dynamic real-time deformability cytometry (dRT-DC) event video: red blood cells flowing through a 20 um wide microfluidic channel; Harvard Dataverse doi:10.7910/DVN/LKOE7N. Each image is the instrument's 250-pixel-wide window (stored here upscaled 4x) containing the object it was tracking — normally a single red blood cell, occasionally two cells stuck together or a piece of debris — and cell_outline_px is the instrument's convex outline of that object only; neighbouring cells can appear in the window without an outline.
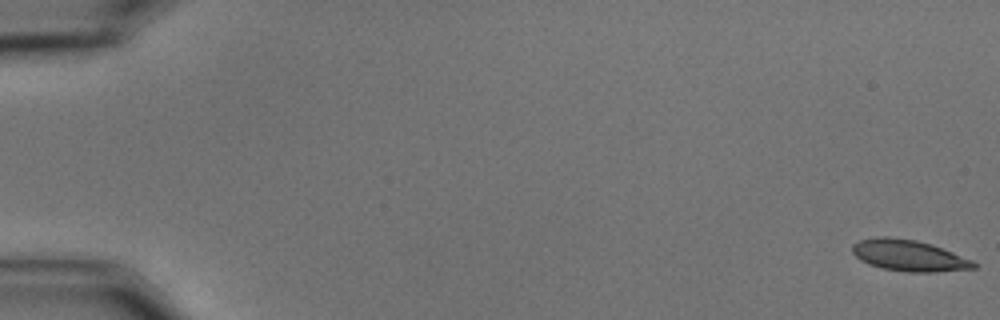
{"species": "common noctule bat (a hibernating species)", "species_latin": "Nyctalus noctula", "temperature_condition": "cold", "stored_images_in_passage": 59, "camera_frame_rate_fps": 3000, "um_per_image_px": 0.085, "animal": {"sex": "male", "body_mass_g": 15.6}, "frame": {"image": 1, "passage_image": 1, "time_ms": 0.0, "image_size_px": [1000, 320], "cell_outline_px": [[976, 268], [936, 272], [908, 272], [884, 268], [868, 264], [860, 260], [852, 252], [852, 244], [860, 240], [876, 236], [888, 236], [916, 240], [932, 244], [972, 260], [976, 264]], "centroid_in_image_um": [77.23, 21.71], "position_along_channel_um": 7.8, "area_um2": 22.08}}
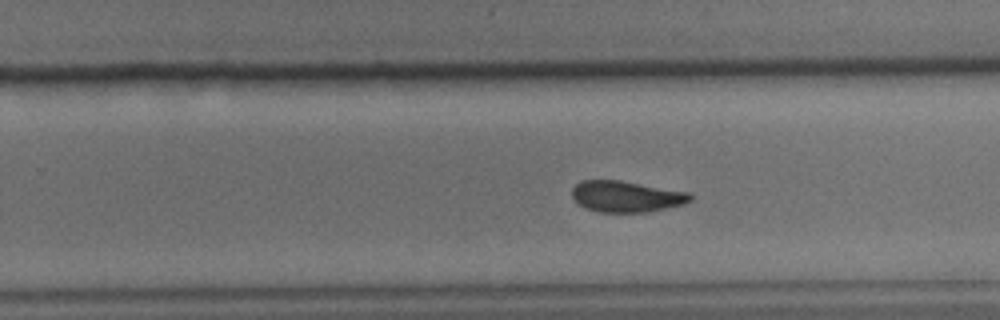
{"frame": {"image": 2, "passage_image": 38, "time_ms": 12.333, "image_size_px": [1000, 320], "cell_outline_px": [[692, 200], [684, 204], [644, 212], [600, 212], [584, 208], [572, 196], [572, 188], [580, 180], [620, 180], [688, 192], [692, 196]], "centroid_in_image_um": [53.21, 16.69], "position_along_channel_um": 276.6, "area_um2": 21.33}}
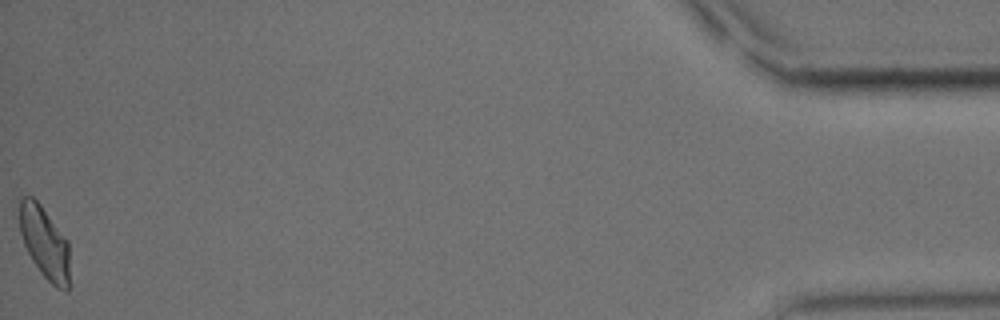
{"frame": {"image": 3, "passage_image": 59, "time_ms": 19.333, "image_size_px": [1000, 320], "cell_outline_px": [[68, 292], [56, 288], [40, 272], [32, 260], [24, 244], [20, 232], [20, 196], [32, 196], [40, 204], [68, 240]], "centroid_in_image_um": [3.78, 20.62], "position_along_channel_um": 431.4, "area_um2": 20.87}, "authors_computed_cell_mechanics": {"area_um2": 22.1374, "velocity_mm_per_s": 3.4746, "shape_relaxation_time_tau1_ms": 6.5848, "shape_relaxation_time_tau2_ms": 2.5763, "deformation_change_tau1": 0.1414, "deformation_change_tau2": 0.0736}}